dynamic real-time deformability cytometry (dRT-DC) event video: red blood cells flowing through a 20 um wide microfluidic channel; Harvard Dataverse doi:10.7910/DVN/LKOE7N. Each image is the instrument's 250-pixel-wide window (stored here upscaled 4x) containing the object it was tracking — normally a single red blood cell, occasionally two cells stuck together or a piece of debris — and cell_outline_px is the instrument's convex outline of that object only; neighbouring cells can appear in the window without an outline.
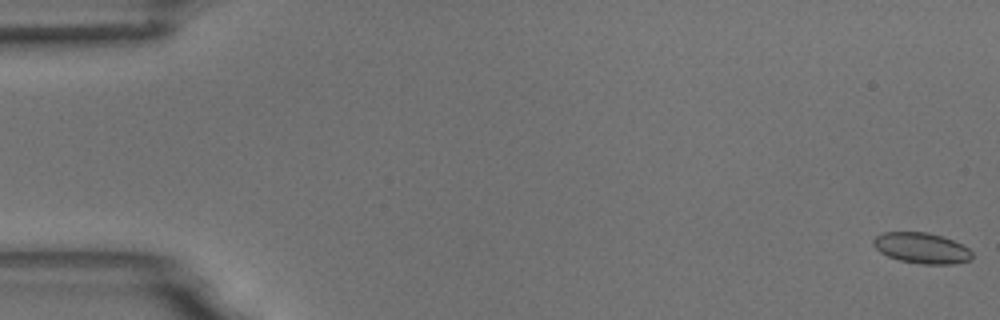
{"species": "common noctule bat (a hibernating species)", "species_latin": "Nyctalus noctula", "temperature_condition": "room temperature", "stored_images_in_passage": 55, "camera_frame_rate_fps": 3000, "um_per_image_px": 0.085, "animal": {"sex": "male", "body_mass_g": 18.8}, "frame": {"image": 1, "passage_image": 1, "time_ms": 0.0, "image_size_px": [1000, 320], "cell_outline_px": [[972, 260], [952, 264], [920, 264], [900, 260], [888, 256], [880, 252], [872, 244], [872, 240], [876, 236], [884, 232], [928, 232], [952, 240], [968, 248], [972, 252]], "centroid_in_image_um": [78.33, 21.09], "position_along_channel_um": 6.7, "area_um2": 17.63}}
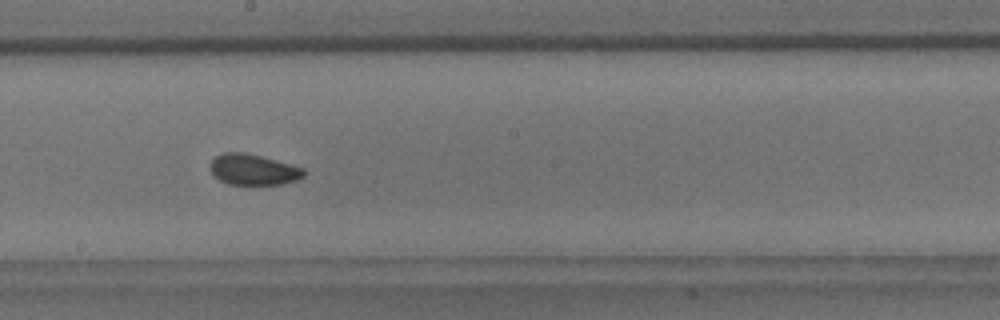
{"frame": {"image": 2, "passage_image": 31, "time_ms": 10.0, "image_size_px": [1000, 320], "cell_outline_px": [[304, 176], [296, 180], [280, 184], [228, 184], [212, 176], [208, 164], [216, 156], [224, 152], [244, 152], [292, 164], [304, 168]], "centroid_in_image_um": [21.48, 14.41], "position_along_channel_um": 226.7, "area_um2": 16.88}}
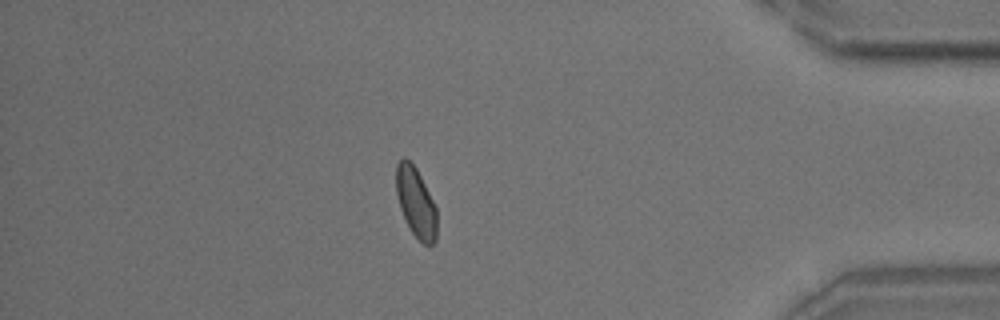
{"frame": {"image": 3, "passage_image": 48, "time_ms": 15.667, "image_size_px": [1000, 320], "cell_outline_px": [[436, 240], [432, 244], [424, 244], [412, 232], [400, 208], [396, 192], [396, 164], [404, 156], [416, 168], [436, 208]], "centroid_in_image_um": [35.33, 17.18], "position_along_channel_um": 399.9, "area_um2": 16.13}, "authors_computed_cell_mechanics": {"area_um2": 17.051, "velocity_mm_per_s": 3.7094, "shape_relaxation_time_tau1_ms": 10.7474, "shape_relaxation_time_tau2_ms": 1.918, "deformation_change_tau1": 0.099, "deformation_change_tau2": 0.054}}